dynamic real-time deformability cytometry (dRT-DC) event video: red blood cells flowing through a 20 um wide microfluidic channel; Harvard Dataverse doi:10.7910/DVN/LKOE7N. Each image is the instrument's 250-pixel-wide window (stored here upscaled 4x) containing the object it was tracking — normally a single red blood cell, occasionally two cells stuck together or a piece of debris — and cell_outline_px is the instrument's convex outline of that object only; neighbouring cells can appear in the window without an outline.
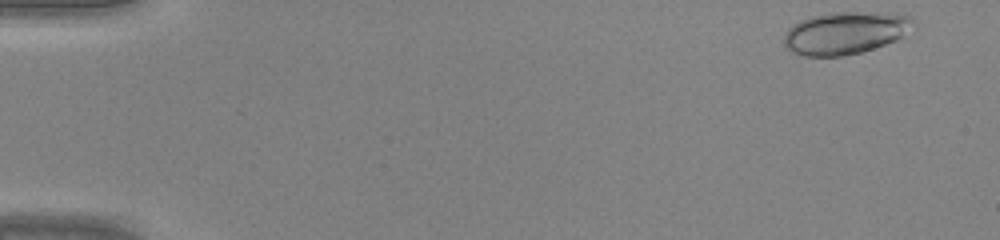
{"species": "common noctule bat (a hibernating species)", "species_latin": "Nyctalus noctula", "temperature_condition": "warm", "stored_images_in_passage": 43, "camera_frame_rate_fps": 3000, "um_per_image_px": 0.085, "animal": {"sex": "male", "body_mass_g": 20.0, "forearm_length_mm": 53.3}, "frame": {"image": 1, "passage_image": 1, "time_ms": 0.0, "image_size_px": [1000, 240], "cell_outline_px": [[916, 28], [904, 36], [896, 40], [860, 52], [844, 56], [800, 56], [792, 52], [784, 44], [784, 36], [788, 28], [792, 24], [800, 20], [812, 16], [836, 12], [888, 12], [912, 16], [916, 20]], "centroid_in_image_um": [71.91, 2.78], "position_along_channel_um": 13.1, "area_um2": 32.48}}
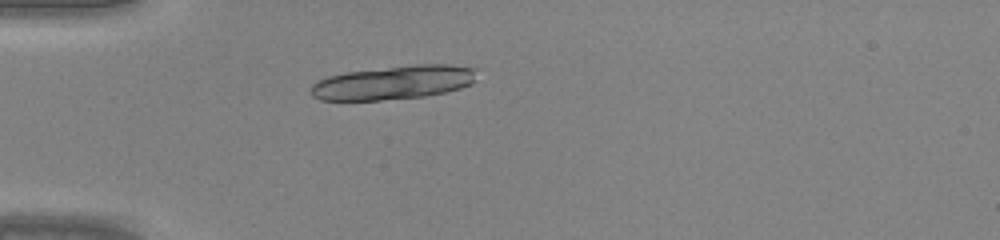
{"frame": {"image": 2, "passage_image": 12, "time_ms": 3.667, "image_size_px": [1000, 240], "cell_outline_px": [[476, 68], [472, 84], [460, 88], [444, 92], [424, 96], [380, 100], [320, 100], [312, 96], [312, 84], [316, 80], [328, 76], [344, 72], [416, 64], [448, 64]], "centroid_in_image_um": [33.42, 7.01], "position_along_channel_um": 51.6, "area_um2": 32.6}}
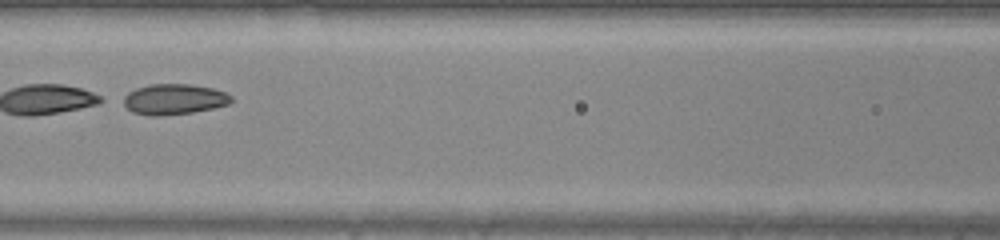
{"frame": {"image": 3, "passage_image": 20, "time_ms": 6.333, "image_size_px": [1000, 240], "cell_outline_px": [[232, 100], [228, 104], [212, 108], [192, 112], [156, 116], [152, 116], [132, 112], [116, 100], [128, 92], [136, 88], [148, 84], [192, 84], [212, 88], [224, 92], [232, 96]], "centroid_in_image_um": [14.69, 8.43], "position_along_channel_um": 151.9, "area_um2": 19.48}}